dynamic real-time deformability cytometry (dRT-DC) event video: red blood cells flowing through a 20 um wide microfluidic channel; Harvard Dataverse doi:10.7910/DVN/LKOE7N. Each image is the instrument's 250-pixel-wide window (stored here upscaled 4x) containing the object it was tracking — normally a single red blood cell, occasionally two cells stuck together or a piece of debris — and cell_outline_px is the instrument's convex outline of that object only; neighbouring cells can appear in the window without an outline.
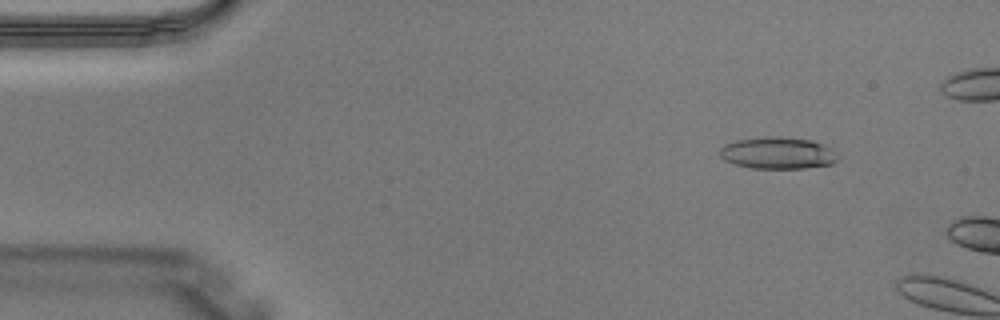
{"species": "Egyptian fruit bat (a non-hibernating species)", "species_latin": "Rousettus aegyptiacus", "temperature_condition": "warm", "stored_images_in_passage": 3, "camera_frame_rate_fps": 3000, "um_per_image_px": 0.085, "animal": {"sex": "male"}, "frame": {"image": 1, "passage_image": 2, "time_ms": 0.333, "image_size_px": [1000, 320], "cell_outline_px": [[836, 160], [832, 164], [804, 168], [752, 168], [732, 164], [724, 160], [720, 156], [720, 148], [724, 144], [736, 140], [764, 136], [776, 136], [812, 140], [824, 144], [832, 148], [836, 156]], "centroid_in_image_um": [66.07, 13.0], "position_along_channel_um": 18.9, "area_um2": 22.02}}